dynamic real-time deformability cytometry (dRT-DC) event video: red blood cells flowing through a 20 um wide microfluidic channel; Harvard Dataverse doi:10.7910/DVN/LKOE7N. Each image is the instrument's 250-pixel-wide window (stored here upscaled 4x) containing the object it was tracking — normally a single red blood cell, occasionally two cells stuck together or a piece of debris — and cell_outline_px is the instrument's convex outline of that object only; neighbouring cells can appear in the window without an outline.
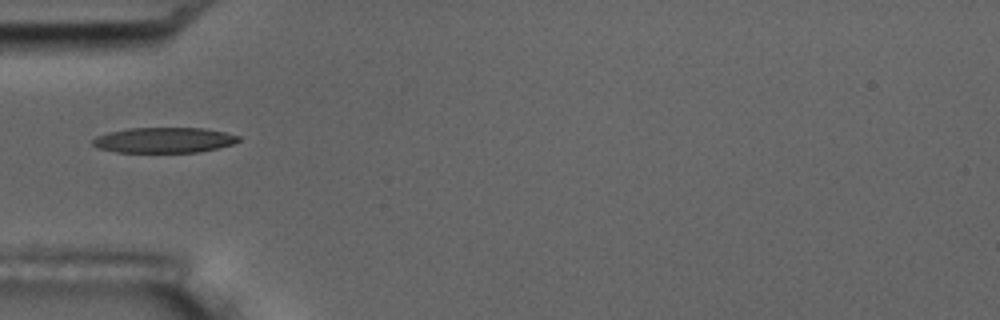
{"species": "common noctule bat (a hibernating species)", "species_latin": "Nyctalus noctula", "temperature_condition": "room temperature", "stored_images_in_passage": 1, "camera_frame_rate_fps": 3000, "um_per_image_px": 0.085, "animal": {"sex": "male", "body_mass_g": 17.5, "forearm_length_mm": 52.3}, "frame": {"image": 1, "passage_image": 1, "time_ms": 0.0, "image_size_px": [1000, 320], "cell_outline_px": [[240, 140], [232, 144], [216, 148], [196, 152], [116, 152], [100, 148], [92, 144], [92, 140], [96, 136], [108, 132], [128, 128], [204, 128], [224, 132], [240, 136]], "centroid_in_image_um": [13.92, 11.9], "position_along_channel_um": 71.1, "area_um2": 21.44}}